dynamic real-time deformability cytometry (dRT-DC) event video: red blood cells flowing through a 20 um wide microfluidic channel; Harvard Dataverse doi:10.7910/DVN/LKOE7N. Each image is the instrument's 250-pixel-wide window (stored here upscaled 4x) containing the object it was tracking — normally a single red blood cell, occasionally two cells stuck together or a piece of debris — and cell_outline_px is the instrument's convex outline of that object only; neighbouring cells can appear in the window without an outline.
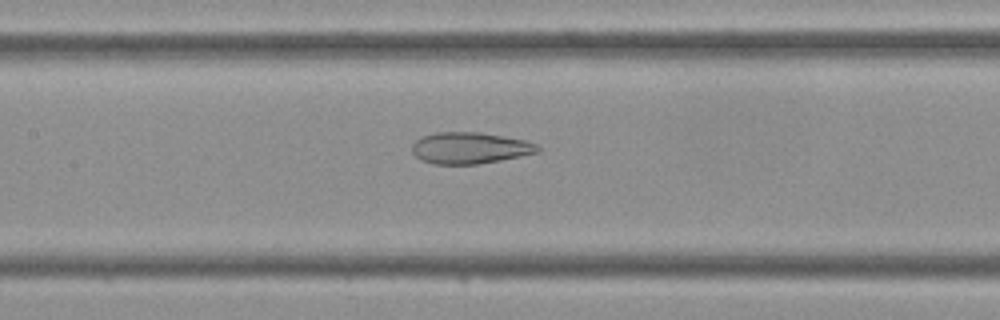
{"species": "Egyptian fruit bat (a non-hibernating species)", "species_latin": "Rousettus aegyptiacus", "temperature_condition": "cold", "stored_images_in_passage": 33, "camera_frame_rate_fps": 3000, "um_per_image_px": 0.085, "frame": {"image": 1, "passage_image": 9, "time_ms": 2.667, "image_size_px": [1000, 320], "cell_outline_px": [[540, 152], [500, 160], [476, 164], [436, 164], [420, 160], [412, 152], [412, 144], [416, 140], [424, 136], [436, 132], [480, 132], [524, 140], [536, 144], [540, 148]], "centroid_in_image_um": [39.93, 12.58], "position_along_channel_um": 167.5, "area_um2": 22.89}}
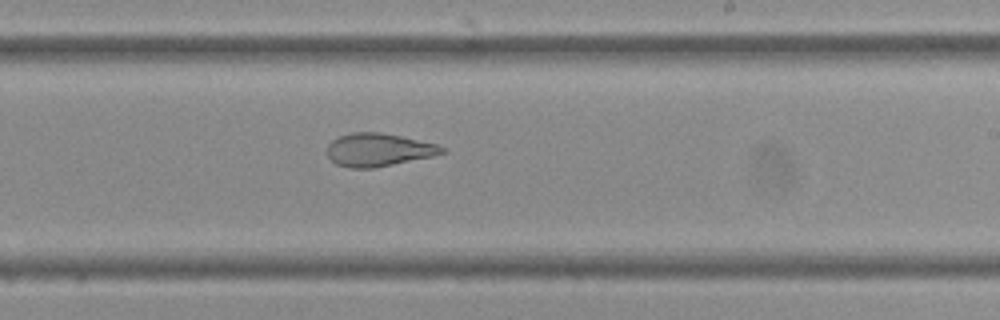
{"frame": {"image": 2, "passage_image": 15, "time_ms": 4.667, "image_size_px": [1000, 320], "cell_outline_px": [[448, 152], [432, 156], [372, 168], [348, 168], [336, 164], [328, 156], [328, 144], [332, 140], [340, 136], [352, 132], [380, 132], [400, 136], [436, 144], [448, 148]], "centroid_in_image_um": [32.18, 12.73], "position_along_channel_um": 256.8, "area_um2": 21.96}}
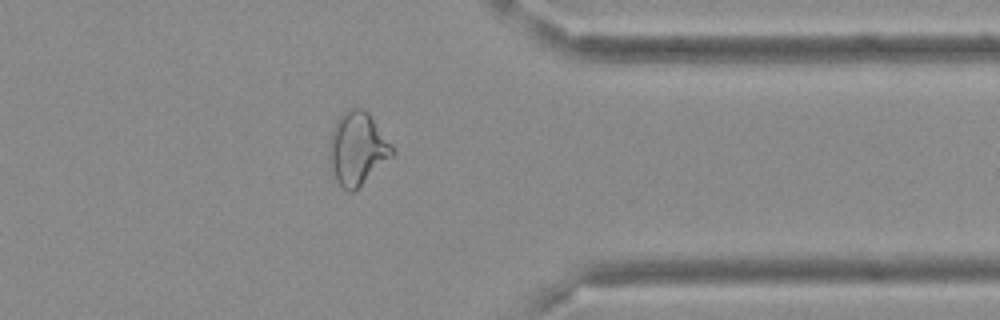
{"frame": {"image": 3, "passage_image": 24, "time_ms": 7.667, "image_size_px": [1000, 320], "cell_outline_px": [[396, 152], [392, 156], [352, 192], [348, 192], [336, 180], [328, 160], [328, 140], [336, 120], [348, 108], [364, 108], [368, 112]], "centroid_in_image_um": [30.33, 12.6], "position_along_channel_um": 381.1, "area_um2": 26.47}}